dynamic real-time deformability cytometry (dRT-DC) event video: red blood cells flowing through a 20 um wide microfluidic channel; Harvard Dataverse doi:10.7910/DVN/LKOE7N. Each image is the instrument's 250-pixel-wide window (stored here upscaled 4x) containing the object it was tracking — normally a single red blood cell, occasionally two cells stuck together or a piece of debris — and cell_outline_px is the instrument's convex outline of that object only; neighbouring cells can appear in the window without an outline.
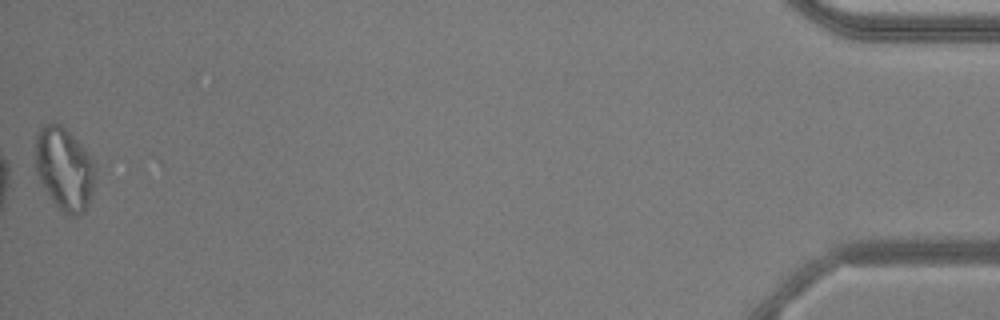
{"species": "common noctule bat (a hibernating species)", "species_latin": "Nyctalus noctula", "temperature_condition": "warm", "stored_images_in_passage": 42, "camera_frame_rate_fps": 3000, "um_per_image_px": 0.085, "animal": {"sex": "male", "body_mass_g": 20.5, "forearm_length_mm": 52.5}, "frame": {"image": 1, "passage_image": 42, "time_ms": 13.667, "image_size_px": [1000, 320], "cell_outline_px": [[96, 176], [92, 192], [88, 204], [84, 212], [76, 216], [68, 216], [52, 200], [44, 188], [36, 172], [36, 132], [44, 124], [60, 124], [92, 156], [96, 168]], "centroid_in_image_um": [5.49, 14.36], "position_along_channel_um": 429.7, "area_um2": 28.78}}